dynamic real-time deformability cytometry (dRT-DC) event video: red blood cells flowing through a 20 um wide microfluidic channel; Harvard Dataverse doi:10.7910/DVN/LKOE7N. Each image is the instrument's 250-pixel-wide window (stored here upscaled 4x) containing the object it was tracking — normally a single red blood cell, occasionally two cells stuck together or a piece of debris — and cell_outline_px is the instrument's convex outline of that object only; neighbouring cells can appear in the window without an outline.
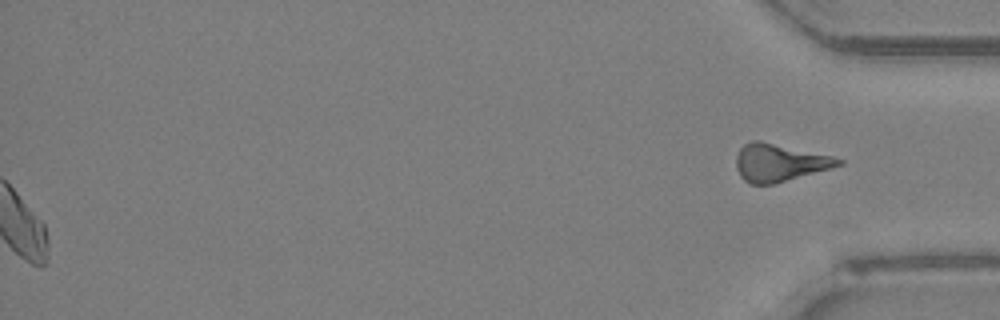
{"species": "Egyptian fruit bat (a non-hibernating species)", "species_latin": "Rousettus aegyptiacus", "temperature_condition": "room temperature", "stored_images_in_passage": 46, "segment_of_instrument_passage": [2, 2], "camera_frame_rate_fps": 3000, "um_per_image_px": 0.085, "animal": {"sex": "female"}, "frame": {"image": 1, "passage_image": 46, "time_ms": 15.0, "image_size_px": [1000, 320], "cell_outline_px": [[844, 164], [772, 184], [752, 184], [744, 180], [740, 176], [736, 168], [736, 156], [740, 148], [744, 144], [752, 140], [760, 140], [832, 156], [844, 160]], "centroid_in_image_um": [66.22, 13.81], "position_along_channel_um": 369.0, "area_um2": 22.14}}